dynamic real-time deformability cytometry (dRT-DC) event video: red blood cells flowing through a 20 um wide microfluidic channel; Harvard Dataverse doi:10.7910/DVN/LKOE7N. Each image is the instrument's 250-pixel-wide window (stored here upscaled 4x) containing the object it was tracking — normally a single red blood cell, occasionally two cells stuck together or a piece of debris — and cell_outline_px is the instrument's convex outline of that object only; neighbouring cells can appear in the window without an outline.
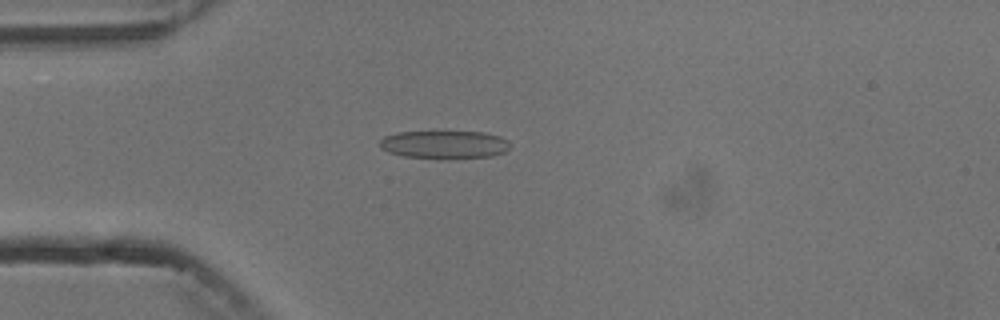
{"species": "common noctule bat (a hibernating species)", "species_latin": "Nyctalus noctula", "temperature_condition": "cold", "stored_images_in_passage": 5, "camera_frame_rate_fps": 3000, "um_per_image_px": 0.085, "animal": {"sex": "male", "body_mass_g": 13.3}, "frame": {"image": 1, "passage_image": 4, "time_ms": 3.333, "image_size_px": [1000, 320], "cell_outline_px": [[512, 144], [504, 152], [492, 156], [404, 156], [388, 152], [380, 148], [380, 140], [384, 136], [396, 132], [484, 132], [500, 136], [508, 140]], "centroid_in_image_um": [37.77, 12.24], "position_along_channel_um": 47.2, "area_um2": 20.46}}